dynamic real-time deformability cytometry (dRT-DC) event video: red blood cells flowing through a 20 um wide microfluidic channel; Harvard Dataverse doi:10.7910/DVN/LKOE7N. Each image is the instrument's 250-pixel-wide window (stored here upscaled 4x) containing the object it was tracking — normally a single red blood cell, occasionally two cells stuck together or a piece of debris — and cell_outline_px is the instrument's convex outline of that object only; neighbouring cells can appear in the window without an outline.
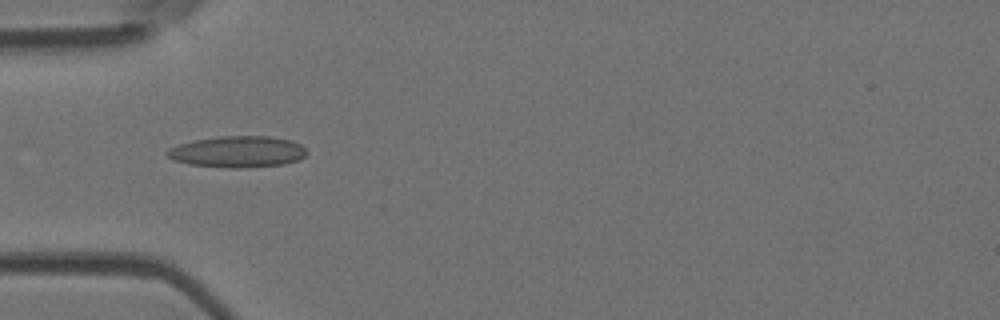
{"species": "Egyptian fruit bat (a non-hibernating species)", "species_latin": "Rousettus aegyptiacus", "temperature_condition": "room temperature", "stored_images_in_passage": 7, "camera_frame_rate_fps": 3000, "um_per_image_px": 0.085, "animal": {"sex": "female"}, "frame": {"image": 1, "passage_image": 1, "time_ms": 0.0, "image_size_px": [1000, 320], "cell_outline_px": [[308, 152], [300, 160], [284, 164], [248, 168], [228, 168], [188, 164], [172, 160], [164, 152], [168, 148], [192, 140], [220, 136], [268, 136], [292, 140], [300, 144]], "centroid_in_image_um": [20.19, 12.9], "position_along_channel_um": 64.8, "area_um2": 25.84}}
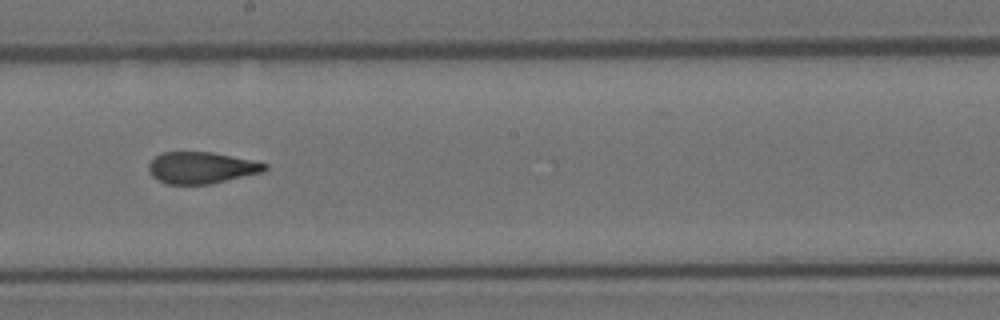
{"frame": {"image": 2, "passage_image": 5, "time_ms": 4.333, "image_size_px": [1000, 320], "cell_outline_px": [[268, 168], [264, 172], [208, 184], [168, 184], [152, 176], [148, 168], [148, 164], [160, 152], [212, 152], [252, 160], [268, 164]], "centroid_in_image_um": [17.13, 14.25], "position_along_channel_um": 231.1, "area_um2": 21.27}}
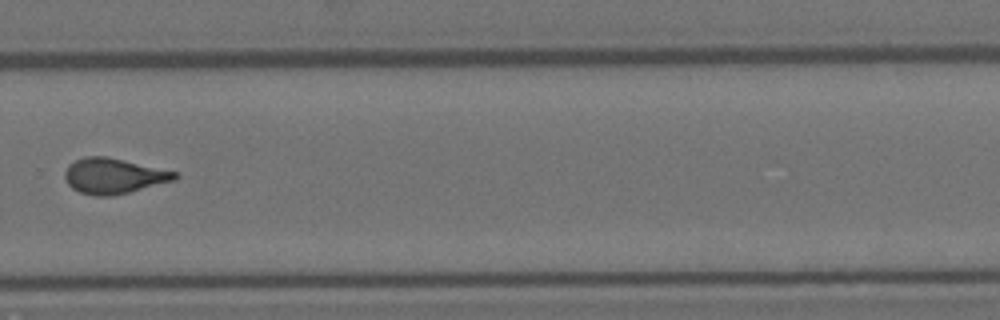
{"frame": {"image": 3, "passage_image": 7, "time_ms": 6.667, "image_size_px": [1000, 320], "cell_outline_px": [[180, 176], [176, 180], [112, 196], [92, 196], [80, 192], [72, 188], [68, 184], [64, 176], [64, 172], [68, 164], [84, 156], [108, 156], [176, 172]], "centroid_in_image_um": [9.64, 14.95], "position_along_channel_um": 320.2, "area_um2": 22.77}}